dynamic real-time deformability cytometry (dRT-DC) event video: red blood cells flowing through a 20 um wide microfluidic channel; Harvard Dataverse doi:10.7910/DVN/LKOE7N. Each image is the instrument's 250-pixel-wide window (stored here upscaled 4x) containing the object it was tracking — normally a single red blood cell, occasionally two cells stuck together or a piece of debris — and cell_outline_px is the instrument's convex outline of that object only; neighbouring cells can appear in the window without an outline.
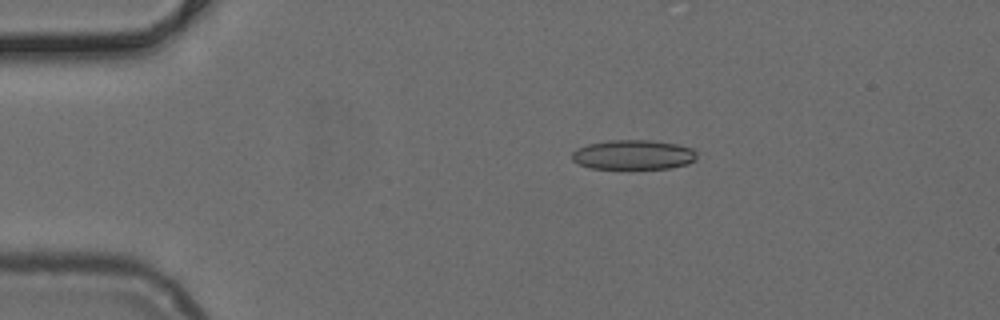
{"species": "common noctule bat (a hibernating species)", "species_latin": "Nyctalus noctula", "temperature_condition": "cold", "stored_images_in_passage": 51, "camera_frame_rate_fps": 3000, "um_per_image_px": 0.085, "animal": {"sex": "female", "body_mass_g": 24.6, "forearm_length_mm": 56.2}, "frame": {"image": 1, "passage_image": 10, "time_ms": 3.0, "image_size_px": [1000, 320], "cell_outline_px": [[696, 160], [688, 164], [668, 168], [588, 168], [572, 160], [572, 152], [576, 148], [588, 144], [608, 140], [652, 140], [676, 144], [692, 148], [696, 152]], "centroid_in_image_um": [53.83, 13.14], "position_along_channel_um": 31.2, "area_um2": 21.56}}
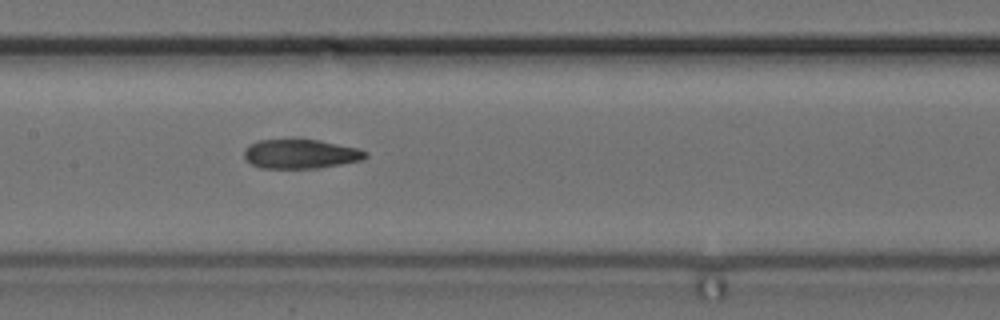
{"frame": {"image": 2, "passage_image": 25, "time_ms": 8.0, "image_size_px": [1000, 320], "cell_outline_px": [[368, 156], [364, 160], [316, 168], [260, 168], [252, 164], [244, 156], [244, 148], [248, 144], [260, 140], [320, 140], [360, 148], [368, 152]], "centroid_in_image_um": [25.59, 13.08], "position_along_channel_um": 181.8, "area_um2": 20.75}}
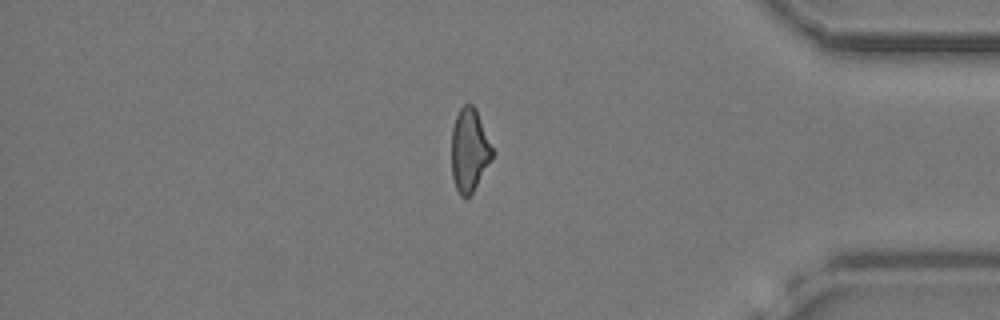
{"frame": {"image": 3, "passage_image": 43, "time_ms": 14.0, "image_size_px": [1000, 320], "cell_outline_px": [[496, 152], [472, 192], [468, 196], [460, 196], [456, 188], [452, 176], [452, 128], [456, 116], [460, 108], [464, 104], [472, 104], [476, 108]], "centroid_in_image_um": [39.92, 12.72], "position_along_channel_um": 395.3, "area_um2": 19.88}}